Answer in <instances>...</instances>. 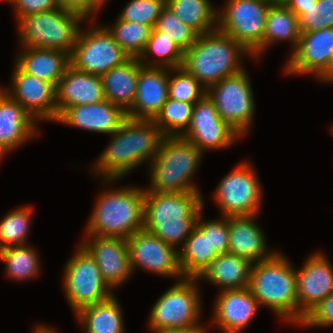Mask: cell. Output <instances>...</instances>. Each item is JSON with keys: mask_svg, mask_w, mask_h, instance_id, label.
<instances>
[{"mask_svg": "<svg viewBox=\"0 0 333 333\" xmlns=\"http://www.w3.org/2000/svg\"><path fill=\"white\" fill-rule=\"evenodd\" d=\"M110 138L106 149L91 166L94 175L102 177L106 185L123 179L144 162L150 164L164 135L153 120L127 117Z\"/></svg>", "mask_w": 333, "mask_h": 333, "instance_id": "1", "label": "cell"}, {"mask_svg": "<svg viewBox=\"0 0 333 333\" xmlns=\"http://www.w3.org/2000/svg\"><path fill=\"white\" fill-rule=\"evenodd\" d=\"M201 193L145 191L143 229L174 248L183 246L203 211Z\"/></svg>", "mask_w": 333, "mask_h": 333, "instance_id": "2", "label": "cell"}, {"mask_svg": "<svg viewBox=\"0 0 333 333\" xmlns=\"http://www.w3.org/2000/svg\"><path fill=\"white\" fill-rule=\"evenodd\" d=\"M120 188L103 189L96 198L86 236L127 239L143 230L145 188Z\"/></svg>", "mask_w": 333, "mask_h": 333, "instance_id": "3", "label": "cell"}, {"mask_svg": "<svg viewBox=\"0 0 333 333\" xmlns=\"http://www.w3.org/2000/svg\"><path fill=\"white\" fill-rule=\"evenodd\" d=\"M244 54L252 56L241 43L216 29L198 34L195 43L184 54L182 67L208 89L244 70L241 63Z\"/></svg>", "mask_w": 333, "mask_h": 333, "instance_id": "4", "label": "cell"}, {"mask_svg": "<svg viewBox=\"0 0 333 333\" xmlns=\"http://www.w3.org/2000/svg\"><path fill=\"white\" fill-rule=\"evenodd\" d=\"M248 288L259 306L298 325L296 271L283 254L277 251L268 260L253 263Z\"/></svg>", "mask_w": 333, "mask_h": 333, "instance_id": "5", "label": "cell"}, {"mask_svg": "<svg viewBox=\"0 0 333 333\" xmlns=\"http://www.w3.org/2000/svg\"><path fill=\"white\" fill-rule=\"evenodd\" d=\"M204 153L182 136H164L149 164L151 192H200L192 180Z\"/></svg>", "mask_w": 333, "mask_h": 333, "instance_id": "6", "label": "cell"}, {"mask_svg": "<svg viewBox=\"0 0 333 333\" xmlns=\"http://www.w3.org/2000/svg\"><path fill=\"white\" fill-rule=\"evenodd\" d=\"M85 19L61 7L31 14L17 21L23 47L63 51L71 55Z\"/></svg>", "mask_w": 333, "mask_h": 333, "instance_id": "7", "label": "cell"}, {"mask_svg": "<svg viewBox=\"0 0 333 333\" xmlns=\"http://www.w3.org/2000/svg\"><path fill=\"white\" fill-rule=\"evenodd\" d=\"M225 1L223 9L218 8L217 29L241 43L254 59H259L263 53L266 16L272 3L267 0Z\"/></svg>", "mask_w": 333, "mask_h": 333, "instance_id": "8", "label": "cell"}, {"mask_svg": "<svg viewBox=\"0 0 333 333\" xmlns=\"http://www.w3.org/2000/svg\"><path fill=\"white\" fill-rule=\"evenodd\" d=\"M179 281V282H178ZM196 278L177 280L153 305L148 320L152 331L201 325L202 298Z\"/></svg>", "mask_w": 333, "mask_h": 333, "instance_id": "9", "label": "cell"}, {"mask_svg": "<svg viewBox=\"0 0 333 333\" xmlns=\"http://www.w3.org/2000/svg\"><path fill=\"white\" fill-rule=\"evenodd\" d=\"M63 288L74 314L83 307L105 301L113 295L95 259L81 244L65 263Z\"/></svg>", "mask_w": 333, "mask_h": 333, "instance_id": "10", "label": "cell"}, {"mask_svg": "<svg viewBox=\"0 0 333 333\" xmlns=\"http://www.w3.org/2000/svg\"><path fill=\"white\" fill-rule=\"evenodd\" d=\"M222 121L241 137L250 130L256 112L254 93L246 69L225 77L207 89Z\"/></svg>", "mask_w": 333, "mask_h": 333, "instance_id": "11", "label": "cell"}, {"mask_svg": "<svg viewBox=\"0 0 333 333\" xmlns=\"http://www.w3.org/2000/svg\"><path fill=\"white\" fill-rule=\"evenodd\" d=\"M250 161H242L218 184L213 193L220 216L258 215L262 203V185Z\"/></svg>", "mask_w": 333, "mask_h": 333, "instance_id": "12", "label": "cell"}, {"mask_svg": "<svg viewBox=\"0 0 333 333\" xmlns=\"http://www.w3.org/2000/svg\"><path fill=\"white\" fill-rule=\"evenodd\" d=\"M82 29L70 55V65L76 70L102 76L130 58L103 25Z\"/></svg>", "mask_w": 333, "mask_h": 333, "instance_id": "13", "label": "cell"}, {"mask_svg": "<svg viewBox=\"0 0 333 333\" xmlns=\"http://www.w3.org/2000/svg\"><path fill=\"white\" fill-rule=\"evenodd\" d=\"M132 272L143 268L157 275L184 278L180 265L178 248L166 244L160 238L140 230L126 239Z\"/></svg>", "mask_w": 333, "mask_h": 333, "instance_id": "14", "label": "cell"}, {"mask_svg": "<svg viewBox=\"0 0 333 333\" xmlns=\"http://www.w3.org/2000/svg\"><path fill=\"white\" fill-rule=\"evenodd\" d=\"M13 66L10 87L0 89L21 104L37 122H55L58 118L56 87L23 72L15 63Z\"/></svg>", "mask_w": 333, "mask_h": 333, "instance_id": "15", "label": "cell"}, {"mask_svg": "<svg viewBox=\"0 0 333 333\" xmlns=\"http://www.w3.org/2000/svg\"><path fill=\"white\" fill-rule=\"evenodd\" d=\"M183 138L189 140L203 153L230 147L240 139V135L223 122L215 108L214 102L206 94L193 107L190 125Z\"/></svg>", "mask_w": 333, "mask_h": 333, "instance_id": "16", "label": "cell"}, {"mask_svg": "<svg viewBox=\"0 0 333 333\" xmlns=\"http://www.w3.org/2000/svg\"><path fill=\"white\" fill-rule=\"evenodd\" d=\"M322 252L309 256L296 271L298 325L319 302L333 293V265Z\"/></svg>", "mask_w": 333, "mask_h": 333, "instance_id": "17", "label": "cell"}, {"mask_svg": "<svg viewBox=\"0 0 333 333\" xmlns=\"http://www.w3.org/2000/svg\"><path fill=\"white\" fill-rule=\"evenodd\" d=\"M333 55V28L302 32L298 45L291 52L284 74H310L318 78L327 68Z\"/></svg>", "mask_w": 333, "mask_h": 333, "instance_id": "18", "label": "cell"}, {"mask_svg": "<svg viewBox=\"0 0 333 333\" xmlns=\"http://www.w3.org/2000/svg\"><path fill=\"white\" fill-rule=\"evenodd\" d=\"M80 244L95 259L104 282L113 291L133 275L126 239L86 236Z\"/></svg>", "mask_w": 333, "mask_h": 333, "instance_id": "19", "label": "cell"}, {"mask_svg": "<svg viewBox=\"0 0 333 333\" xmlns=\"http://www.w3.org/2000/svg\"><path fill=\"white\" fill-rule=\"evenodd\" d=\"M210 324L224 333H241L253 321L259 304L249 288L219 291Z\"/></svg>", "mask_w": 333, "mask_h": 333, "instance_id": "20", "label": "cell"}, {"mask_svg": "<svg viewBox=\"0 0 333 333\" xmlns=\"http://www.w3.org/2000/svg\"><path fill=\"white\" fill-rule=\"evenodd\" d=\"M169 69L141 66L137 93L127 117L154 120L169 98Z\"/></svg>", "mask_w": 333, "mask_h": 333, "instance_id": "21", "label": "cell"}, {"mask_svg": "<svg viewBox=\"0 0 333 333\" xmlns=\"http://www.w3.org/2000/svg\"><path fill=\"white\" fill-rule=\"evenodd\" d=\"M126 118L127 113L121 107L104 100L96 104L68 107L55 122L111 135L121 127Z\"/></svg>", "mask_w": 333, "mask_h": 333, "instance_id": "22", "label": "cell"}, {"mask_svg": "<svg viewBox=\"0 0 333 333\" xmlns=\"http://www.w3.org/2000/svg\"><path fill=\"white\" fill-rule=\"evenodd\" d=\"M36 124L21 104L0 89V146L8 154L39 134Z\"/></svg>", "mask_w": 333, "mask_h": 333, "instance_id": "23", "label": "cell"}, {"mask_svg": "<svg viewBox=\"0 0 333 333\" xmlns=\"http://www.w3.org/2000/svg\"><path fill=\"white\" fill-rule=\"evenodd\" d=\"M56 93L58 116L68 107L106 100L101 76L80 72L71 65L60 79Z\"/></svg>", "mask_w": 333, "mask_h": 333, "instance_id": "24", "label": "cell"}, {"mask_svg": "<svg viewBox=\"0 0 333 333\" xmlns=\"http://www.w3.org/2000/svg\"><path fill=\"white\" fill-rule=\"evenodd\" d=\"M254 216L228 217L229 253L247 259L252 264L270 259L276 251L267 249L264 231Z\"/></svg>", "mask_w": 333, "mask_h": 333, "instance_id": "25", "label": "cell"}, {"mask_svg": "<svg viewBox=\"0 0 333 333\" xmlns=\"http://www.w3.org/2000/svg\"><path fill=\"white\" fill-rule=\"evenodd\" d=\"M22 49V51H21ZM15 64L25 73L52 83L56 88L70 66V55L59 50L21 46Z\"/></svg>", "mask_w": 333, "mask_h": 333, "instance_id": "26", "label": "cell"}, {"mask_svg": "<svg viewBox=\"0 0 333 333\" xmlns=\"http://www.w3.org/2000/svg\"><path fill=\"white\" fill-rule=\"evenodd\" d=\"M142 65L138 58L130 57L123 64L101 76L105 99L121 107L126 113L135 100L138 75Z\"/></svg>", "mask_w": 333, "mask_h": 333, "instance_id": "27", "label": "cell"}, {"mask_svg": "<svg viewBox=\"0 0 333 333\" xmlns=\"http://www.w3.org/2000/svg\"><path fill=\"white\" fill-rule=\"evenodd\" d=\"M252 263L240 256L226 253L218 255L196 278L206 280L222 290L248 288Z\"/></svg>", "mask_w": 333, "mask_h": 333, "instance_id": "28", "label": "cell"}, {"mask_svg": "<svg viewBox=\"0 0 333 333\" xmlns=\"http://www.w3.org/2000/svg\"><path fill=\"white\" fill-rule=\"evenodd\" d=\"M119 303L113 294L105 301L81 308L75 316L85 333H125Z\"/></svg>", "mask_w": 333, "mask_h": 333, "instance_id": "29", "label": "cell"}, {"mask_svg": "<svg viewBox=\"0 0 333 333\" xmlns=\"http://www.w3.org/2000/svg\"><path fill=\"white\" fill-rule=\"evenodd\" d=\"M301 33L298 17L285 4L272 3L266 16L263 52L281 41H289L293 52Z\"/></svg>", "mask_w": 333, "mask_h": 333, "instance_id": "30", "label": "cell"}, {"mask_svg": "<svg viewBox=\"0 0 333 333\" xmlns=\"http://www.w3.org/2000/svg\"><path fill=\"white\" fill-rule=\"evenodd\" d=\"M179 265L184 277L197 278L218 256L210 250L208 233L195 226L182 247L178 248Z\"/></svg>", "mask_w": 333, "mask_h": 333, "instance_id": "31", "label": "cell"}, {"mask_svg": "<svg viewBox=\"0 0 333 333\" xmlns=\"http://www.w3.org/2000/svg\"><path fill=\"white\" fill-rule=\"evenodd\" d=\"M211 0H166V6L198 34L217 29L218 10Z\"/></svg>", "mask_w": 333, "mask_h": 333, "instance_id": "32", "label": "cell"}, {"mask_svg": "<svg viewBox=\"0 0 333 333\" xmlns=\"http://www.w3.org/2000/svg\"><path fill=\"white\" fill-rule=\"evenodd\" d=\"M150 54L151 58L157 57V59L149 61L147 57ZM184 54L185 51L170 37L153 28L146 48L138 59L144 66L172 69L182 67Z\"/></svg>", "mask_w": 333, "mask_h": 333, "instance_id": "33", "label": "cell"}, {"mask_svg": "<svg viewBox=\"0 0 333 333\" xmlns=\"http://www.w3.org/2000/svg\"><path fill=\"white\" fill-rule=\"evenodd\" d=\"M24 244L4 248L1 262L5 263V273L16 281H26L39 276L41 260L37 251L31 245Z\"/></svg>", "mask_w": 333, "mask_h": 333, "instance_id": "34", "label": "cell"}, {"mask_svg": "<svg viewBox=\"0 0 333 333\" xmlns=\"http://www.w3.org/2000/svg\"><path fill=\"white\" fill-rule=\"evenodd\" d=\"M112 25H104V27L130 57L139 58L146 48L153 28L119 19H116Z\"/></svg>", "mask_w": 333, "mask_h": 333, "instance_id": "35", "label": "cell"}, {"mask_svg": "<svg viewBox=\"0 0 333 333\" xmlns=\"http://www.w3.org/2000/svg\"><path fill=\"white\" fill-rule=\"evenodd\" d=\"M32 216L33 209L28 205L11 210L1 219L0 245L3 249L27 244Z\"/></svg>", "mask_w": 333, "mask_h": 333, "instance_id": "36", "label": "cell"}, {"mask_svg": "<svg viewBox=\"0 0 333 333\" xmlns=\"http://www.w3.org/2000/svg\"><path fill=\"white\" fill-rule=\"evenodd\" d=\"M194 104L168 98L153 120L164 136H182L188 129Z\"/></svg>", "mask_w": 333, "mask_h": 333, "instance_id": "37", "label": "cell"}, {"mask_svg": "<svg viewBox=\"0 0 333 333\" xmlns=\"http://www.w3.org/2000/svg\"><path fill=\"white\" fill-rule=\"evenodd\" d=\"M206 93L207 89L183 67L169 69L168 95L170 99L195 104Z\"/></svg>", "mask_w": 333, "mask_h": 333, "instance_id": "38", "label": "cell"}, {"mask_svg": "<svg viewBox=\"0 0 333 333\" xmlns=\"http://www.w3.org/2000/svg\"><path fill=\"white\" fill-rule=\"evenodd\" d=\"M154 28L164 32L185 52L195 43L198 36L193 28L184 24L167 6L160 12Z\"/></svg>", "mask_w": 333, "mask_h": 333, "instance_id": "39", "label": "cell"}, {"mask_svg": "<svg viewBox=\"0 0 333 333\" xmlns=\"http://www.w3.org/2000/svg\"><path fill=\"white\" fill-rule=\"evenodd\" d=\"M166 0H130L117 19L155 27Z\"/></svg>", "mask_w": 333, "mask_h": 333, "instance_id": "40", "label": "cell"}, {"mask_svg": "<svg viewBox=\"0 0 333 333\" xmlns=\"http://www.w3.org/2000/svg\"><path fill=\"white\" fill-rule=\"evenodd\" d=\"M202 212L199 213L196 226L202 233H208L210 250H214L217 255L229 253L228 217L207 221L202 218Z\"/></svg>", "mask_w": 333, "mask_h": 333, "instance_id": "41", "label": "cell"}, {"mask_svg": "<svg viewBox=\"0 0 333 333\" xmlns=\"http://www.w3.org/2000/svg\"><path fill=\"white\" fill-rule=\"evenodd\" d=\"M301 32L333 28V0H318L298 18Z\"/></svg>", "mask_w": 333, "mask_h": 333, "instance_id": "42", "label": "cell"}, {"mask_svg": "<svg viewBox=\"0 0 333 333\" xmlns=\"http://www.w3.org/2000/svg\"><path fill=\"white\" fill-rule=\"evenodd\" d=\"M300 325L309 328L333 326V293L313 307Z\"/></svg>", "mask_w": 333, "mask_h": 333, "instance_id": "43", "label": "cell"}, {"mask_svg": "<svg viewBox=\"0 0 333 333\" xmlns=\"http://www.w3.org/2000/svg\"><path fill=\"white\" fill-rule=\"evenodd\" d=\"M107 2L108 0H59L62 9L78 14L86 21L90 18L92 24L98 11L104 7Z\"/></svg>", "mask_w": 333, "mask_h": 333, "instance_id": "44", "label": "cell"}, {"mask_svg": "<svg viewBox=\"0 0 333 333\" xmlns=\"http://www.w3.org/2000/svg\"><path fill=\"white\" fill-rule=\"evenodd\" d=\"M17 21L25 16L57 9L60 7L59 0H12Z\"/></svg>", "mask_w": 333, "mask_h": 333, "instance_id": "45", "label": "cell"}, {"mask_svg": "<svg viewBox=\"0 0 333 333\" xmlns=\"http://www.w3.org/2000/svg\"><path fill=\"white\" fill-rule=\"evenodd\" d=\"M318 0H287L284 4L299 18L306 9L315 6Z\"/></svg>", "mask_w": 333, "mask_h": 333, "instance_id": "46", "label": "cell"}, {"mask_svg": "<svg viewBox=\"0 0 333 333\" xmlns=\"http://www.w3.org/2000/svg\"><path fill=\"white\" fill-rule=\"evenodd\" d=\"M205 326H193L188 328H171L153 331L152 333H207Z\"/></svg>", "mask_w": 333, "mask_h": 333, "instance_id": "47", "label": "cell"}, {"mask_svg": "<svg viewBox=\"0 0 333 333\" xmlns=\"http://www.w3.org/2000/svg\"><path fill=\"white\" fill-rule=\"evenodd\" d=\"M321 82H332L333 81V55L326 68V70L318 77Z\"/></svg>", "mask_w": 333, "mask_h": 333, "instance_id": "48", "label": "cell"}, {"mask_svg": "<svg viewBox=\"0 0 333 333\" xmlns=\"http://www.w3.org/2000/svg\"><path fill=\"white\" fill-rule=\"evenodd\" d=\"M33 333H57L51 326H45L44 324H37Z\"/></svg>", "mask_w": 333, "mask_h": 333, "instance_id": "49", "label": "cell"}, {"mask_svg": "<svg viewBox=\"0 0 333 333\" xmlns=\"http://www.w3.org/2000/svg\"><path fill=\"white\" fill-rule=\"evenodd\" d=\"M8 153L0 146V160L3 158L4 155H7Z\"/></svg>", "mask_w": 333, "mask_h": 333, "instance_id": "50", "label": "cell"}, {"mask_svg": "<svg viewBox=\"0 0 333 333\" xmlns=\"http://www.w3.org/2000/svg\"><path fill=\"white\" fill-rule=\"evenodd\" d=\"M287 0H273V3H281L284 4Z\"/></svg>", "mask_w": 333, "mask_h": 333, "instance_id": "51", "label": "cell"}, {"mask_svg": "<svg viewBox=\"0 0 333 333\" xmlns=\"http://www.w3.org/2000/svg\"><path fill=\"white\" fill-rule=\"evenodd\" d=\"M2 251H3V248L0 245V261H1V258H2Z\"/></svg>", "mask_w": 333, "mask_h": 333, "instance_id": "52", "label": "cell"}]
</instances>
